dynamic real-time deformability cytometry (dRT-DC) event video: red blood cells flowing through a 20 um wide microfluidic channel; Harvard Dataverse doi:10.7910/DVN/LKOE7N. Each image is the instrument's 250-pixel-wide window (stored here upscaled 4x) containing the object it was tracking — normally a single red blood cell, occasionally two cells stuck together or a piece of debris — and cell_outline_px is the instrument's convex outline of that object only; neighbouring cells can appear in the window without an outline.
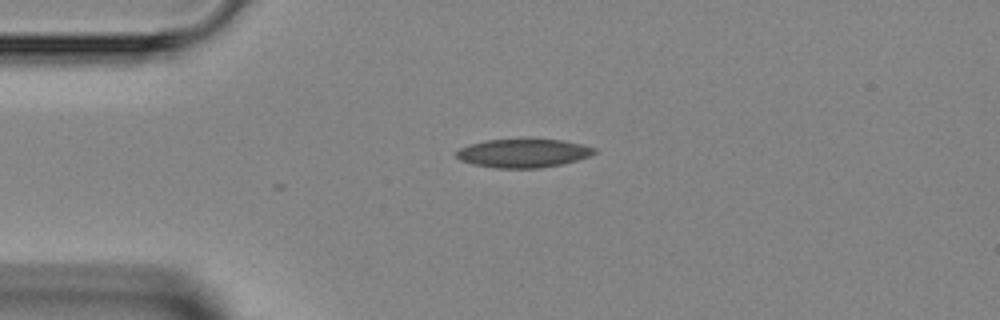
{"species": "Egyptian fruit bat (a non-hibernating species)", "species_latin": "Rousettus aegyptiacus", "temperature_condition": "room temperature", "stored_images_in_passage": 2, "camera_frame_rate_fps": 3000, "um_per_image_px": 0.085, "animal": {"sex": "female"}, "frame": {"image": 1, "passage_image": 2, "time_ms": 0.333, "image_size_px": [1000, 320], "cell_outline_px": [[596, 152], [588, 156], [576, 160], [560, 164], [540, 168], [496, 168], [472, 164], [460, 160], [456, 156], [456, 152], [460, 148], [484, 140], [564, 140], [596, 148]], "centroid_in_image_um": [44.45, 13.03], "position_along_channel_um": 40.5, "area_um2": 22.6}}